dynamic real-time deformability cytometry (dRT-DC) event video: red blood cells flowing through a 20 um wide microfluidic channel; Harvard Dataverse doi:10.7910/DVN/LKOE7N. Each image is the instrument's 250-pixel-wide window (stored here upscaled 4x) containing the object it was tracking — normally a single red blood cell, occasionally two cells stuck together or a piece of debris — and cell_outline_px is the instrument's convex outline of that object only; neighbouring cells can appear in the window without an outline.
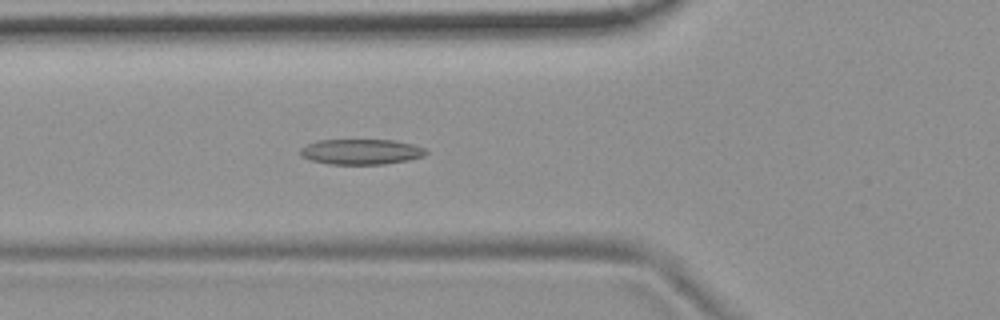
{"species": "common noctule bat (a hibernating species)", "species_latin": "Nyctalus noctula", "temperature_condition": "room temperature", "stored_images_in_passage": 56, "segment_of_instrument_passage": [1, 2], "camera_frame_rate_fps": 3000, "um_per_image_px": 0.085, "animal": {"sex": "female", "body_mass_g": 19.9}, "frame": {"image": 1, "passage_image": 20, "time_ms": 6.333, "image_size_px": [1000, 320], "cell_outline_px": [[428, 152], [424, 156], [408, 160], [384, 164], [328, 164], [308, 160], [300, 156], [300, 148], [316, 140], [396, 140], [428, 148]], "centroid_in_image_um": [30.7, 12.9], "position_along_channel_um": 95.1, "area_um2": 18.84}}
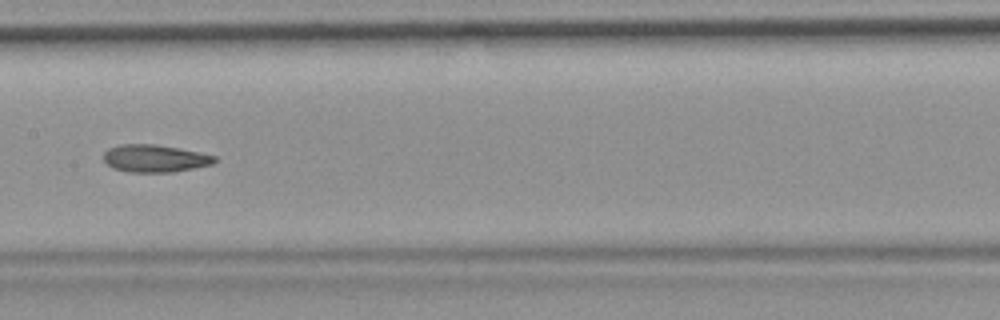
{"frame": {"image": 2, "passage_image": 28, "time_ms": 9.0, "image_size_px": [1000, 320], "cell_outline_px": [[216, 160], [212, 164], [172, 172], [128, 172], [112, 168], [104, 160], [104, 152], [108, 148], [120, 144], [156, 144], [200, 152], [216, 156]], "centroid_in_image_um": [13.14, 13.46], "position_along_channel_um": 194.3, "area_um2": 17.74}}
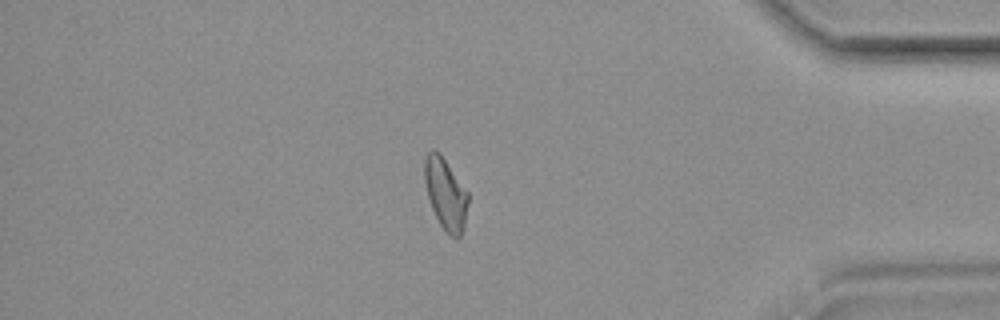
{"frame": {"image": 3, "passage_image": 47, "time_ms": 15.333, "image_size_px": [1000, 320], "cell_outline_px": [[468, 200], [464, 228], [460, 236], [456, 240], [440, 224], [432, 208], [428, 196], [424, 180], [424, 160], [428, 152], [432, 148], [436, 148], [440, 152], [468, 192]], "centroid_in_image_um": [37.87, 16.43], "position_along_channel_um": 397.3, "area_um2": 18.09}}